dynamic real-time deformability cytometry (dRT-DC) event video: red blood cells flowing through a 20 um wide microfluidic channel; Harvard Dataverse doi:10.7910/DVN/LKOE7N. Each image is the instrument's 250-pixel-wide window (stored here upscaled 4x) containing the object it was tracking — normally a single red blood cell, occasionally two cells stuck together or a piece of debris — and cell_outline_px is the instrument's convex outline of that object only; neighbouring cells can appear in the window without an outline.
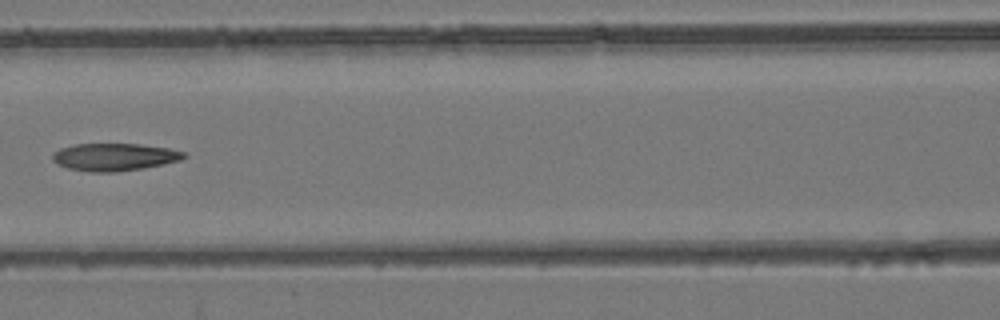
{"species": "common noctule bat (a hibernating species)", "species_latin": "Nyctalus noctula", "temperature_condition": "room temperature", "stored_images_in_passage": 8, "camera_frame_rate_fps": 3000, "um_per_image_px": 0.085, "animal": {"sex": "female", "body_mass_g": 24.6, "forearm_length_mm": 56.2}, "frame": {"image": 1, "passage_image": 8, "time_ms": 2.333, "image_size_px": [1000, 320], "cell_outline_px": [[188, 156], [180, 160], [164, 164], [144, 168], [112, 172], [92, 172], [68, 168], [56, 164], [52, 160], [52, 156], [60, 148], [76, 144], [140, 144], [168, 148], [184, 152]], "centroid_in_image_um": [9.73, 13.34], "position_along_channel_um": 156.9, "area_um2": 20.98}}